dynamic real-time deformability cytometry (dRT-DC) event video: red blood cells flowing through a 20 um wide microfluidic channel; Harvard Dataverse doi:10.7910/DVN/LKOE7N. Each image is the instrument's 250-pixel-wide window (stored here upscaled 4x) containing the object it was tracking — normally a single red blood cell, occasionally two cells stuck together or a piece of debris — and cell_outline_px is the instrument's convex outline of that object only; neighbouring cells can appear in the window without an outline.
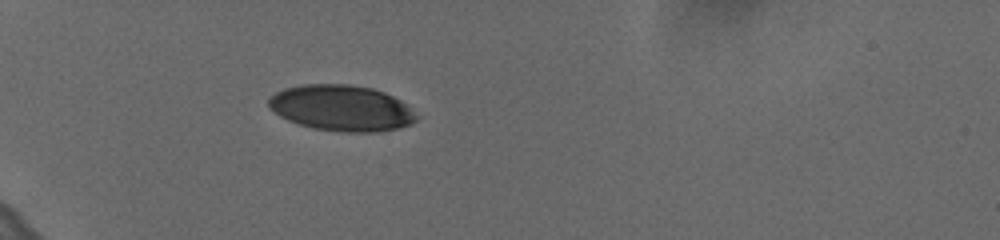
{"species": "human", "species_latin": "Homo sapiens", "temperature_condition": "cold", "stored_images_in_passage": 40, "camera_frame_rate_fps": 3000, "um_per_image_px": 0.085, "donor": {"sex": "female"}, "frame": {"image": 1, "passage_image": 1, "time_ms": 0.0, "image_size_px": [1000, 240], "cell_outline_px": [[420, 116], [412, 124], [396, 128], [376, 132], [344, 132], [316, 128], [300, 124], [288, 120], [280, 116], [268, 108], [268, 100], [276, 92], [284, 88], [304, 84], [352, 84], [372, 88], [384, 92], [400, 100]], "centroid_in_image_um": [29.04, 9.17], "position_along_channel_um": 56.0, "area_um2": 39.54}}
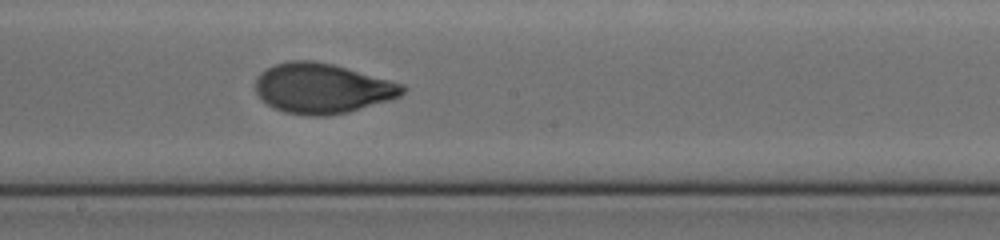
{"frame": {"image": 2, "passage_image": 17, "time_ms": 5.333, "image_size_px": [1000, 240], "cell_outline_px": [[408, 88], [400, 96], [388, 100], [348, 112], [328, 116], [304, 116], [284, 112], [268, 104], [256, 92], [256, 76], [260, 72], [272, 64], [288, 60], [312, 60], [332, 64], [404, 84]], "centroid_in_image_um": [27.37, 7.5], "position_along_channel_um": 220.8, "area_um2": 42.95}}
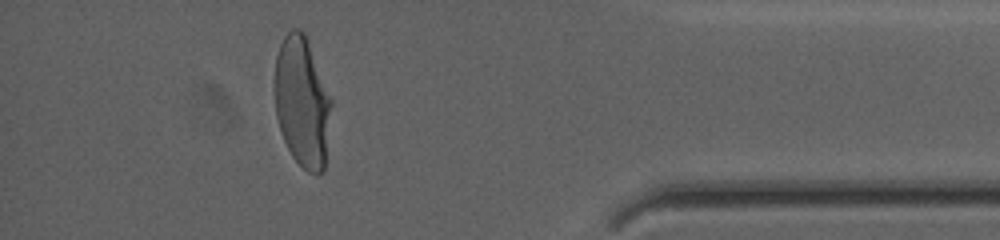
{"frame": {"image": 3, "passage_image": 35, "time_ms": 11.333, "image_size_px": [1000, 240], "cell_outline_px": [[332, 104], [324, 172], [316, 176], [308, 172], [292, 156], [284, 140], [276, 116], [276, 56], [280, 44], [284, 36], [292, 28], [300, 28], [304, 32], [332, 100]], "centroid_in_image_um": [25.71, 8.7], "position_along_channel_um": 409.5, "area_um2": 42.71}, "authors_computed_cell_mechanics": {"area_um2": 42.8009, "velocity_mm_per_s": 3.6127, "shape_relaxation_time_tau1_ms": 3.9591, "shape_relaxation_time_tau2_ms": null, "deformation_change_tau1": 0.1827, "deformation_change_tau2": null}}